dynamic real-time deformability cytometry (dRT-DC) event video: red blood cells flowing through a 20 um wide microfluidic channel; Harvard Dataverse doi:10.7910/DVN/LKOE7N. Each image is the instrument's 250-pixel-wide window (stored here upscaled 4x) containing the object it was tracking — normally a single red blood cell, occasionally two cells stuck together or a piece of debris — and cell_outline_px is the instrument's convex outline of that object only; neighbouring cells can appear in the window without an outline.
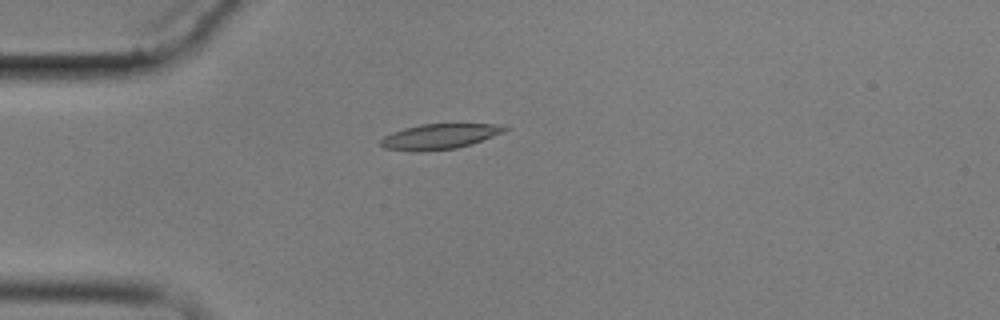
{"species": "common noctule bat (a hibernating species)", "species_latin": "Nyctalus noctula", "temperature_condition": "cold", "stored_images_in_passage": 6, "camera_frame_rate_fps": 3000, "um_per_image_px": 0.085, "animal": {"sex": "male", "body_mass_g": 17.9}, "frame": {"image": 1, "passage_image": 1, "time_ms": 0.0, "image_size_px": [1000, 320], "cell_outline_px": [[512, 128], [504, 132], [472, 144], [456, 148], [420, 152], [416, 152], [384, 148], [380, 144], [380, 140], [384, 136], [392, 132], [404, 128], [420, 124], [492, 124]], "centroid_in_image_um": [37.34, 11.61], "position_along_channel_um": 47.7, "area_um2": 18.32}}
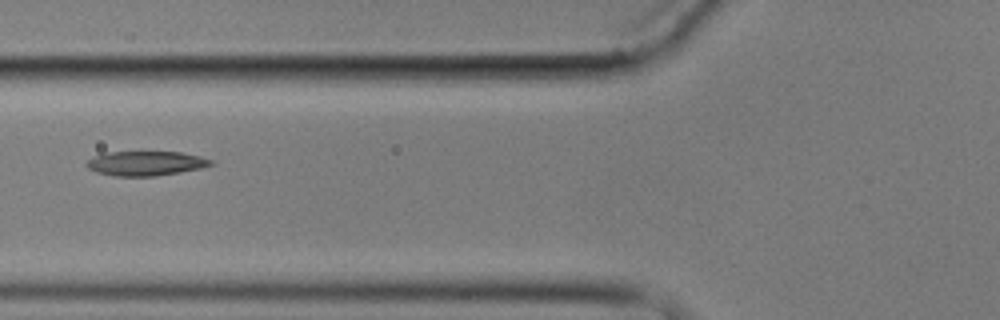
{"frame": {"image": 2, "passage_image": 3, "time_ms": 2.333, "image_size_px": [1000, 320], "cell_outline_px": [[216, 164], [200, 168], [180, 172], [156, 176], [112, 176], [96, 172], [88, 168], [84, 164], [88, 160], [104, 152], [180, 152], [200, 156], [212, 160]], "centroid_in_image_um": [12.38, 13.89], "position_along_channel_um": 113.4, "area_um2": 17.8}}
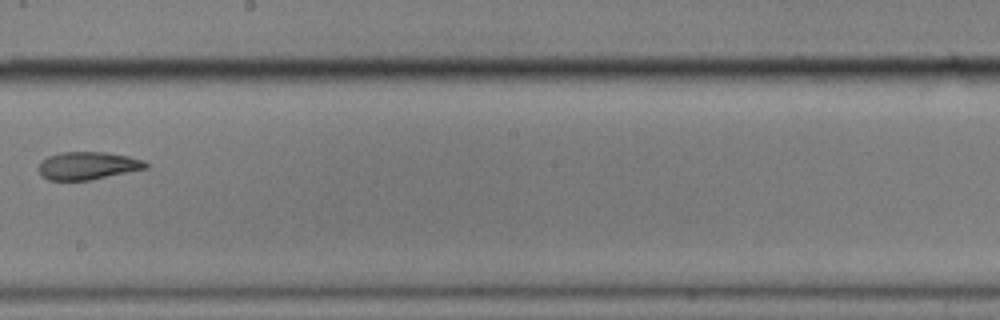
{"frame": {"image": 3, "passage_image": 6, "time_ms": 6.0, "image_size_px": [1000, 320], "cell_outline_px": [[148, 168], [88, 180], [48, 180], [40, 172], [40, 164], [48, 156], [60, 152], [108, 152], [128, 156], [144, 160], [148, 164]], "centroid_in_image_um": [7.5, 14.07], "position_along_channel_um": 240.7, "area_um2": 17.11}}